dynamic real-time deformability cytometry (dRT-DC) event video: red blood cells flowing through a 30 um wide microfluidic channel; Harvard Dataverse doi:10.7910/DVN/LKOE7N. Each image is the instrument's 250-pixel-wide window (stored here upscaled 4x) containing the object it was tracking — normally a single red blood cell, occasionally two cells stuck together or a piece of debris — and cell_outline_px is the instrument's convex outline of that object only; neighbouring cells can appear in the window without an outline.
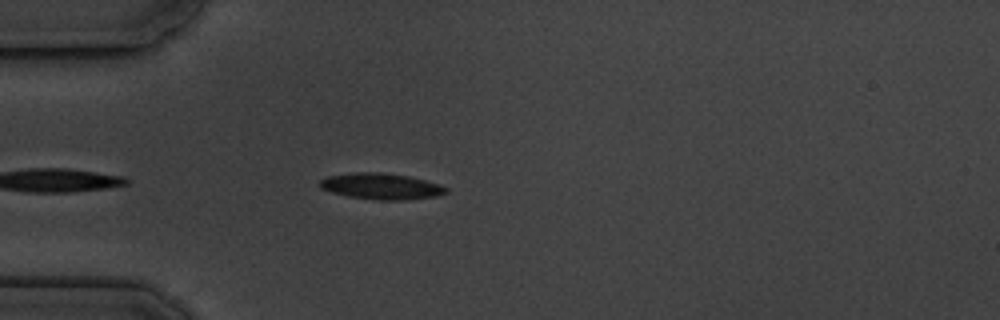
{"species": "common noctule bat (a hibernating species)", "species_latin": "Nyctalus noctula", "temperature_condition": "cold", "stored_images_in_passage": 4, "camera_frame_rate_fps": 3000, "um_per_image_px": 0.085, "animal": {"sex": "male", "body_mass_g": 19.5, "forearm_length_mm": 54.6}, "frame": {"image": 1, "passage_image": 4, "time_ms": 3.333, "image_size_px": [1000, 320], "cell_outline_px": [[448, 192], [436, 196], [400, 200], [380, 200], [348, 196], [332, 192], [320, 188], [320, 180], [328, 176], [356, 172], [380, 172], [408, 176], [440, 184], [448, 188]], "centroid_in_image_um": [32.41, 15.83], "position_along_channel_um": 52.6, "area_um2": 19.02}}